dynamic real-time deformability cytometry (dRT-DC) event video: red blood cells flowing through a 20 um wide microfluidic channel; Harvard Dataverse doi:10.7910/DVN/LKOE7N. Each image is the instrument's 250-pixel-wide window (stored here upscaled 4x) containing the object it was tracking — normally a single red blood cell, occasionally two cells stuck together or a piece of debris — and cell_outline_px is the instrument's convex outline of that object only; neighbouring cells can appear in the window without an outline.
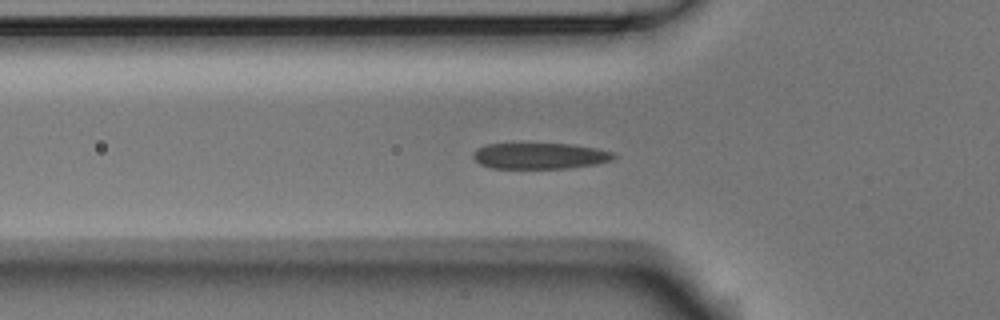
{"species": "Egyptian fruit bat (a non-hibernating species)", "species_latin": "Rousettus aegyptiacus", "temperature_condition": "room temperature", "stored_images_in_passage": 54, "camera_frame_rate_fps": 3000, "um_per_image_px": 0.085, "animal": {"sex": "male"}, "frame": {"image": 1, "passage_image": 17, "time_ms": 5.333, "image_size_px": [1000, 320], "cell_outline_px": [[616, 156], [612, 160], [596, 164], [568, 168], [492, 168], [480, 164], [472, 156], [472, 152], [476, 148], [488, 144], [572, 144], [596, 148], [616, 152]], "centroid_in_image_um": [45.9, 13.25], "position_along_channel_um": 79.9, "area_um2": 21.39}}
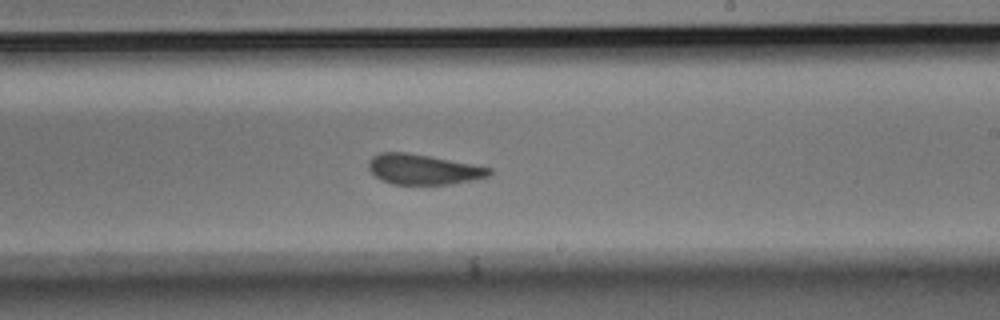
{"frame": {"image": 2, "passage_image": 31, "time_ms": 10.0, "image_size_px": [1000, 320], "cell_outline_px": [[492, 172], [488, 176], [472, 180], [452, 184], [392, 184], [380, 180], [368, 168], [368, 160], [372, 156], [380, 152], [408, 152], [472, 164], [492, 168]], "centroid_in_image_um": [35.94, 14.39], "position_along_channel_um": 253.1, "area_um2": 21.27}}
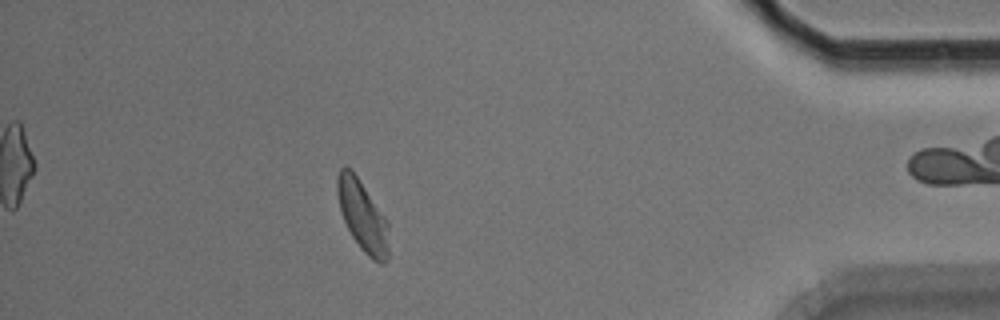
{"frame": {"image": 3, "passage_image": 47, "time_ms": 15.333, "image_size_px": [1000, 320], "cell_outline_px": [[388, 260], [384, 264], [380, 264], [372, 260], [360, 248], [352, 236], [344, 220], [340, 208], [336, 192], [336, 176], [340, 168], [344, 164], [352, 168], [388, 220]], "centroid_in_image_um": [30.81, 18.31], "position_along_channel_um": 404.4, "area_um2": 21.68}, "authors_computed_cell_mechanics": {"area_um2": 22.2819, "velocity_mm_per_s": 3.6961, "shape_relaxation_time_tau1_ms": 2.9359, "shape_relaxation_time_tau2_ms": 1.2345, "deformation_change_tau1": 0.1263, "deformation_change_tau2": 0.0915}}